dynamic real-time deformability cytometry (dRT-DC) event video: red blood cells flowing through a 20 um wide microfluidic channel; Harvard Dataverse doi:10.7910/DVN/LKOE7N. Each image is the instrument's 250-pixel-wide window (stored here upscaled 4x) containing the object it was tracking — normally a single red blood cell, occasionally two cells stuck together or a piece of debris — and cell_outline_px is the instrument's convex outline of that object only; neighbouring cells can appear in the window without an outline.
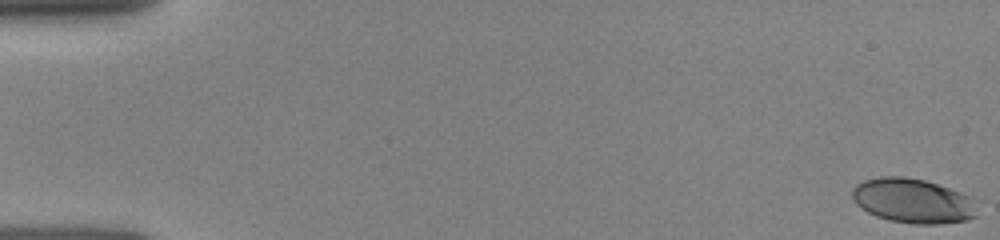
{"species": "human", "species_latin": "Homo sapiens", "temperature_condition": "room temperature", "stored_images_in_passage": 12, "camera_frame_rate_fps": 3000, "um_per_image_px": 0.085, "donor": {"sex": "female"}, "frame": {"image": 1, "passage_image": 1, "time_ms": 0.0, "image_size_px": [1000, 240], "cell_outline_px": [[980, 200], [976, 216], [968, 220], [936, 224], [912, 224], [888, 220], [876, 216], [860, 208], [856, 204], [852, 196], [852, 188], [856, 184], [864, 180], [880, 176], [904, 176], [924, 180], [972, 196]], "centroid_in_image_um": [77.64, 17.07], "position_along_channel_um": 7.4, "area_um2": 33.06}}
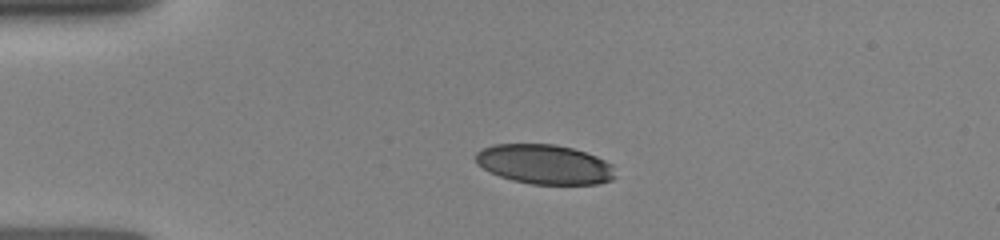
{"frame": {"image": 2, "passage_image": 9, "time_ms": 3.667, "image_size_px": [1000, 240], "cell_outline_px": [[616, 176], [612, 180], [600, 184], [532, 184], [512, 180], [500, 176], [484, 168], [476, 160], [476, 152], [480, 148], [492, 144], [556, 144], [572, 148], [596, 156], [612, 164]], "centroid_in_image_um": [46.31, 13.96], "position_along_channel_um": 38.7, "area_um2": 32.19}}
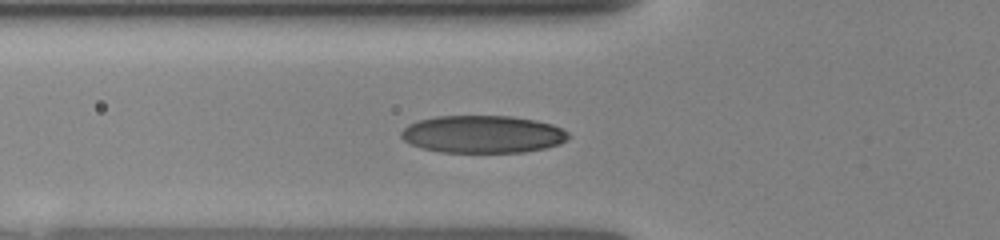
{"frame": {"image": 3, "passage_image": 12, "time_ms": 5.667, "image_size_px": [1000, 240], "cell_outline_px": [[572, 136], [560, 144], [544, 148], [524, 152], [440, 152], [424, 148], [412, 144], [404, 140], [400, 136], [400, 132], [408, 124], [416, 120], [436, 116], [512, 116], [536, 120], [552, 124], [568, 132]], "centroid_in_image_um": [41.03, 11.4], "position_along_channel_um": 84.8, "area_um2": 36.7}}